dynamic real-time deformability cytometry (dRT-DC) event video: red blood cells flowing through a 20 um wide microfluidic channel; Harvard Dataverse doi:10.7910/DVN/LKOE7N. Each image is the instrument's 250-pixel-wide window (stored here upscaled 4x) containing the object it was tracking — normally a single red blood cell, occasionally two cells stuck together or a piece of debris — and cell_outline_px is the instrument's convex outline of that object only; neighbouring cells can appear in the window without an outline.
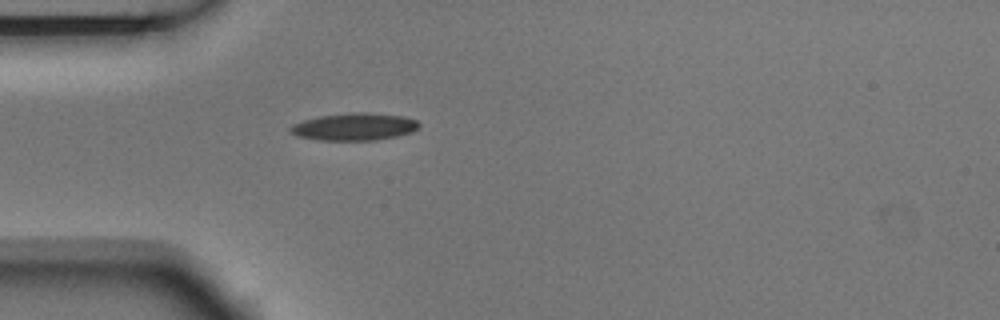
{"species": "Egyptian fruit bat (a non-hibernating species)", "species_latin": "Rousettus aegyptiacus", "temperature_condition": "room temperature", "stored_images_in_passage": 1, "camera_frame_rate_fps": 3000, "um_per_image_px": 0.085, "animal": {"sex": "male"}, "frame": {"image": 1, "passage_image": 1, "time_ms": 0.0, "image_size_px": [1000, 320], "cell_outline_px": [[420, 124], [412, 132], [396, 136], [376, 140], [320, 140], [296, 136], [288, 132], [288, 128], [292, 124], [304, 120], [320, 116], [352, 112], [364, 112], [404, 116], [416, 120]], "centroid_in_image_um": [30.07, 10.77], "position_along_channel_um": 54.9, "area_um2": 20.52}}